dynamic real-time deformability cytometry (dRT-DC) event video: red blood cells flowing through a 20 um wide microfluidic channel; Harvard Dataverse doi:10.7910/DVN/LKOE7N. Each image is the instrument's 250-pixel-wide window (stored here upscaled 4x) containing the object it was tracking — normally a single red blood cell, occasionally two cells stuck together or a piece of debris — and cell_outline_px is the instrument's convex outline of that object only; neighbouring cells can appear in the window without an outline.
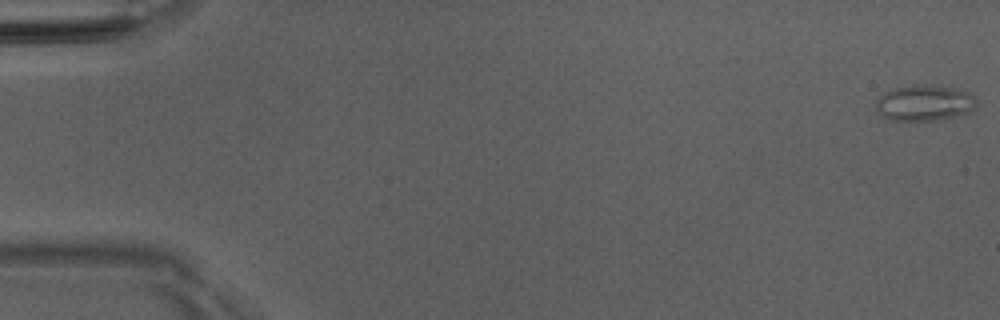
{"species": "Egyptian fruit bat (a non-hibernating species)", "species_latin": "Rousettus aegyptiacus", "temperature_condition": "room temperature", "stored_images_in_passage": 51, "camera_frame_rate_fps": 3000, "um_per_image_px": 0.085, "animal": {"sex": "male"}, "frame": {"image": 1, "passage_image": 1, "time_ms": 0.0, "image_size_px": [1000, 320], "cell_outline_px": [[976, 108], [972, 112], [956, 116], [936, 120], [888, 120], [880, 116], [876, 112], [876, 100], [884, 92], [896, 88], [912, 84], [924, 84], [956, 88], [968, 92], [976, 96]], "centroid_in_image_um": [78.58, 8.75], "position_along_channel_um": 6.4, "area_um2": 21.44}}
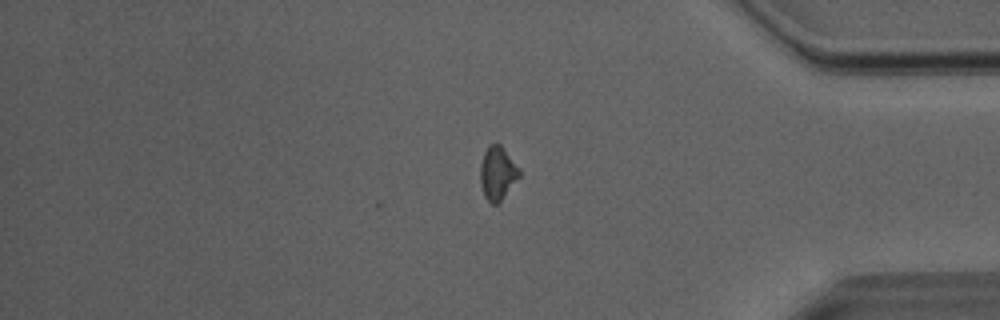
{"frame": {"image": 2, "passage_image": 43, "time_ms": 14.0, "image_size_px": [1000, 320], "cell_outline_px": [[520, 176], [500, 200], [496, 204], [492, 204], [484, 196], [480, 184], [480, 164], [484, 152], [488, 144], [500, 144], [520, 168]], "centroid_in_image_um": [42.27, 14.69], "position_along_channel_um": 392.9, "area_um2": 12.08}}
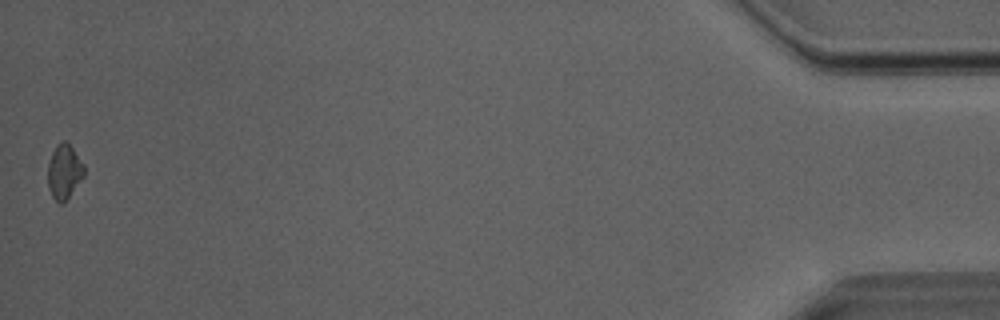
{"frame": {"image": 3, "passage_image": 51, "time_ms": 16.667, "image_size_px": [1000, 320], "cell_outline_px": [[84, 176], [64, 204], [60, 204], [52, 196], [48, 188], [48, 164], [52, 152], [56, 144], [64, 140], [72, 148], [84, 164]], "centroid_in_image_um": [5.45, 14.61], "position_along_channel_um": 429.7, "area_um2": 11.56}, "authors_computed_cell_mechanics": {"area_um2": 12.716, "velocity_mm_per_s": 4.0721, "shape_relaxation_time_tau1_ms": null, "shape_relaxation_time_tau2_ms": 1.6798, "deformation_change_tau1": null, "deformation_change_tau2": 0.1011}}